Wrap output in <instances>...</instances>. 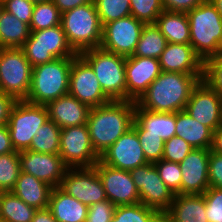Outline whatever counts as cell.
<instances>
[{
    "label": "cell",
    "instance_id": "cell-1",
    "mask_svg": "<svg viewBox=\"0 0 222 222\" xmlns=\"http://www.w3.org/2000/svg\"><path fill=\"white\" fill-rule=\"evenodd\" d=\"M202 79L203 74L162 71L136 103L149 111H182L190 99L192 90Z\"/></svg>",
    "mask_w": 222,
    "mask_h": 222
},
{
    "label": "cell",
    "instance_id": "cell-2",
    "mask_svg": "<svg viewBox=\"0 0 222 222\" xmlns=\"http://www.w3.org/2000/svg\"><path fill=\"white\" fill-rule=\"evenodd\" d=\"M135 104L133 101H110L91 108L87 126L93 149L99 157L132 128Z\"/></svg>",
    "mask_w": 222,
    "mask_h": 222
},
{
    "label": "cell",
    "instance_id": "cell-3",
    "mask_svg": "<svg viewBox=\"0 0 222 222\" xmlns=\"http://www.w3.org/2000/svg\"><path fill=\"white\" fill-rule=\"evenodd\" d=\"M190 45L203 62L222 54V16L211 0L187 12Z\"/></svg>",
    "mask_w": 222,
    "mask_h": 222
},
{
    "label": "cell",
    "instance_id": "cell-4",
    "mask_svg": "<svg viewBox=\"0 0 222 222\" xmlns=\"http://www.w3.org/2000/svg\"><path fill=\"white\" fill-rule=\"evenodd\" d=\"M74 57L57 58L32 69L31 84L25 101L47 105L69 92V74Z\"/></svg>",
    "mask_w": 222,
    "mask_h": 222
},
{
    "label": "cell",
    "instance_id": "cell-5",
    "mask_svg": "<svg viewBox=\"0 0 222 222\" xmlns=\"http://www.w3.org/2000/svg\"><path fill=\"white\" fill-rule=\"evenodd\" d=\"M61 26L77 54L101 46L103 26L94 1L63 12Z\"/></svg>",
    "mask_w": 222,
    "mask_h": 222
},
{
    "label": "cell",
    "instance_id": "cell-6",
    "mask_svg": "<svg viewBox=\"0 0 222 222\" xmlns=\"http://www.w3.org/2000/svg\"><path fill=\"white\" fill-rule=\"evenodd\" d=\"M79 55L91 66L103 92L112 101H126V57L102 49L84 50Z\"/></svg>",
    "mask_w": 222,
    "mask_h": 222
},
{
    "label": "cell",
    "instance_id": "cell-7",
    "mask_svg": "<svg viewBox=\"0 0 222 222\" xmlns=\"http://www.w3.org/2000/svg\"><path fill=\"white\" fill-rule=\"evenodd\" d=\"M21 49L32 67L52 62L57 58L75 57L77 55L68 44L61 25L31 31Z\"/></svg>",
    "mask_w": 222,
    "mask_h": 222
},
{
    "label": "cell",
    "instance_id": "cell-8",
    "mask_svg": "<svg viewBox=\"0 0 222 222\" xmlns=\"http://www.w3.org/2000/svg\"><path fill=\"white\" fill-rule=\"evenodd\" d=\"M32 65L21 48H0V91L25 100L31 84Z\"/></svg>",
    "mask_w": 222,
    "mask_h": 222
},
{
    "label": "cell",
    "instance_id": "cell-9",
    "mask_svg": "<svg viewBox=\"0 0 222 222\" xmlns=\"http://www.w3.org/2000/svg\"><path fill=\"white\" fill-rule=\"evenodd\" d=\"M49 119L45 105L18 100L11 110L8 129L14 150H28L38 129Z\"/></svg>",
    "mask_w": 222,
    "mask_h": 222
},
{
    "label": "cell",
    "instance_id": "cell-10",
    "mask_svg": "<svg viewBox=\"0 0 222 222\" xmlns=\"http://www.w3.org/2000/svg\"><path fill=\"white\" fill-rule=\"evenodd\" d=\"M130 174L139 191L140 203L163 216L170 208L175 194L160 178L154 163L136 167Z\"/></svg>",
    "mask_w": 222,
    "mask_h": 222
},
{
    "label": "cell",
    "instance_id": "cell-11",
    "mask_svg": "<svg viewBox=\"0 0 222 222\" xmlns=\"http://www.w3.org/2000/svg\"><path fill=\"white\" fill-rule=\"evenodd\" d=\"M59 155L69 168L93 167L100 160L87 124L61 129Z\"/></svg>",
    "mask_w": 222,
    "mask_h": 222
},
{
    "label": "cell",
    "instance_id": "cell-12",
    "mask_svg": "<svg viewBox=\"0 0 222 222\" xmlns=\"http://www.w3.org/2000/svg\"><path fill=\"white\" fill-rule=\"evenodd\" d=\"M68 94L90 108H95L112 101L103 92L91 66L79 54L72 61Z\"/></svg>",
    "mask_w": 222,
    "mask_h": 222
},
{
    "label": "cell",
    "instance_id": "cell-13",
    "mask_svg": "<svg viewBox=\"0 0 222 222\" xmlns=\"http://www.w3.org/2000/svg\"><path fill=\"white\" fill-rule=\"evenodd\" d=\"M144 24L132 15L104 24L100 47L125 57L133 55Z\"/></svg>",
    "mask_w": 222,
    "mask_h": 222
},
{
    "label": "cell",
    "instance_id": "cell-14",
    "mask_svg": "<svg viewBox=\"0 0 222 222\" xmlns=\"http://www.w3.org/2000/svg\"><path fill=\"white\" fill-rule=\"evenodd\" d=\"M59 188L87 206L107 200L102 181L94 167L68 168Z\"/></svg>",
    "mask_w": 222,
    "mask_h": 222
},
{
    "label": "cell",
    "instance_id": "cell-15",
    "mask_svg": "<svg viewBox=\"0 0 222 222\" xmlns=\"http://www.w3.org/2000/svg\"><path fill=\"white\" fill-rule=\"evenodd\" d=\"M184 110L213 131L222 125V97L203 80L192 90Z\"/></svg>",
    "mask_w": 222,
    "mask_h": 222
},
{
    "label": "cell",
    "instance_id": "cell-16",
    "mask_svg": "<svg viewBox=\"0 0 222 222\" xmlns=\"http://www.w3.org/2000/svg\"><path fill=\"white\" fill-rule=\"evenodd\" d=\"M93 167L102 181L107 199L115 206L140 203L139 191L130 171L111 167L100 160Z\"/></svg>",
    "mask_w": 222,
    "mask_h": 222
},
{
    "label": "cell",
    "instance_id": "cell-17",
    "mask_svg": "<svg viewBox=\"0 0 222 222\" xmlns=\"http://www.w3.org/2000/svg\"><path fill=\"white\" fill-rule=\"evenodd\" d=\"M100 161L111 167L131 171L149 163L143 153L136 130L132 127L101 156Z\"/></svg>",
    "mask_w": 222,
    "mask_h": 222
},
{
    "label": "cell",
    "instance_id": "cell-18",
    "mask_svg": "<svg viewBox=\"0 0 222 222\" xmlns=\"http://www.w3.org/2000/svg\"><path fill=\"white\" fill-rule=\"evenodd\" d=\"M21 172L33 175L56 188L61 184L68 166L59 154L37 153L30 150L19 152Z\"/></svg>",
    "mask_w": 222,
    "mask_h": 222
},
{
    "label": "cell",
    "instance_id": "cell-19",
    "mask_svg": "<svg viewBox=\"0 0 222 222\" xmlns=\"http://www.w3.org/2000/svg\"><path fill=\"white\" fill-rule=\"evenodd\" d=\"M161 72L159 59L126 57V101L137 102Z\"/></svg>",
    "mask_w": 222,
    "mask_h": 222
},
{
    "label": "cell",
    "instance_id": "cell-20",
    "mask_svg": "<svg viewBox=\"0 0 222 222\" xmlns=\"http://www.w3.org/2000/svg\"><path fill=\"white\" fill-rule=\"evenodd\" d=\"M210 149L194 148L180 165V194H203L209 187L208 166Z\"/></svg>",
    "mask_w": 222,
    "mask_h": 222
},
{
    "label": "cell",
    "instance_id": "cell-21",
    "mask_svg": "<svg viewBox=\"0 0 222 222\" xmlns=\"http://www.w3.org/2000/svg\"><path fill=\"white\" fill-rule=\"evenodd\" d=\"M159 64L165 72L203 74L204 62L190 44L167 43Z\"/></svg>",
    "mask_w": 222,
    "mask_h": 222
},
{
    "label": "cell",
    "instance_id": "cell-22",
    "mask_svg": "<svg viewBox=\"0 0 222 222\" xmlns=\"http://www.w3.org/2000/svg\"><path fill=\"white\" fill-rule=\"evenodd\" d=\"M49 119L62 128L87 124L91 108L67 94L46 105Z\"/></svg>",
    "mask_w": 222,
    "mask_h": 222
},
{
    "label": "cell",
    "instance_id": "cell-23",
    "mask_svg": "<svg viewBox=\"0 0 222 222\" xmlns=\"http://www.w3.org/2000/svg\"><path fill=\"white\" fill-rule=\"evenodd\" d=\"M163 222H208L203 194H175Z\"/></svg>",
    "mask_w": 222,
    "mask_h": 222
},
{
    "label": "cell",
    "instance_id": "cell-24",
    "mask_svg": "<svg viewBox=\"0 0 222 222\" xmlns=\"http://www.w3.org/2000/svg\"><path fill=\"white\" fill-rule=\"evenodd\" d=\"M53 187L31 174L20 172L12 192L27 205L38 209H46Z\"/></svg>",
    "mask_w": 222,
    "mask_h": 222
},
{
    "label": "cell",
    "instance_id": "cell-25",
    "mask_svg": "<svg viewBox=\"0 0 222 222\" xmlns=\"http://www.w3.org/2000/svg\"><path fill=\"white\" fill-rule=\"evenodd\" d=\"M48 209L58 222H86L88 206L59 187L52 189Z\"/></svg>",
    "mask_w": 222,
    "mask_h": 222
},
{
    "label": "cell",
    "instance_id": "cell-26",
    "mask_svg": "<svg viewBox=\"0 0 222 222\" xmlns=\"http://www.w3.org/2000/svg\"><path fill=\"white\" fill-rule=\"evenodd\" d=\"M134 120L146 130V134L158 135L164 141L176 136V113L149 111L136 103Z\"/></svg>",
    "mask_w": 222,
    "mask_h": 222
},
{
    "label": "cell",
    "instance_id": "cell-27",
    "mask_svg": "<svg viewBox=\"0 0 222 222\" xmlns=\"http://www.w3.org/2000/svg\"><path fill=\"white\" fill-rule=\"evenodd\" d=\"M213 130L202 125L185 110L176 112L175 134L196 149H211Z\"/></svg>",
    "mask_w": 222,
    "mask_h": 222
},
{
    "label": "cell",
    "instance_id": "cell-28",
    "mask_svg": "<svg viewBox=\"0 0 222 222\" xmlns=\"http://www.w3.org/2000/svg\"><path fill=\"white\" fill-rule=\"evenodd\" d=\"M168 43L190 44L187 13L163 11L155 23Z\"/></svg>",
    "mask_w": 222,
    "mask_h": 222
},
{
    "label": "cell",
    "instance_id": "cell-29",
    "mask_svg": "<svg viewBox=\"0 0 222 222\" xmlns=\"http://www.w3.org/2000/svg\"><path fill=\"white\" fill-rule=\"evenodd\" d=\"M31 34L29 24L2 9L0 12V48H21Z\"/></svg>",
    "mask_w": 222,
    "mask_h": 222
},
{
    "label": "cell",
    "instance_id": "cell-30",
    "mask_svg": "<svg viewBox=\"0 0 222 222\" xmlns=\"http://www.w3.org/2000/svg\"><path fill=\"white\" fill-rule=\"evenodd\" d=\"M167 43L166 38L155 23L144 24L140 39L132 56L159 59Z\"/></svg>",
    "mask_w": 222,
    "mask_h": 222
},
{
    "label": "cell",
    "instance_id": "cell-31",
    "mask_svg": "<svg viewBox=\"0 0 222 222\" xmlns=\"http://www.w3.org/2000/svg\"><path fill=\"white\" fill-rule=\"evenodd\" d=\"M36 208L27 205L12 191L3 192L0 201V218L8 222H32Z\"/></svg>",
    "mask_w": 222,
    "mask_h": 222
},
{
    "label": "cell",
    "instance_id": "cell-32",
    "mask_svg": "<svg viewBox=\"0 0 222 222\" xmlns=\"http://www.w3.org/2000/svg\"><path fill=\"white\" fill-rule=\"evenodd\" d=\"M61 128L48 119L32 138L28 150L37 153L59 154Z\"/></svg>",
    "mask_w": 222,
    "mask_h": 222
},
{
    "label": "cell",
    "instance_id": "cell-33",
    "mask_svg": "<svg viewBox=\"0 0 222 222\" xmlns=\"http://www.w3.org/2000/svg\"><path fill=\"white\" fill-rule=\"evenodd\" d=\"M111 222H163L162 216L142 203L116 206Z\"/></svg>",
    "mask_w": 222,
    "mask_h": 222
},
{
    "label": "cell",
    "instance_id": "cell-34",
    "mask_svg": "<svg viewBox=\"0 0 222 222\" xmlns=\"http://www.w3.org/2000/svg\"><path fill=\"white\" fill-rule=\"evenodd\" d=\"M61 14L52 0L34 4L30 30L38 31L61 25Z\"/></svg>",
    "mask_w": 222,
    "mask_h": 222
},
{
    "label": "cell",
    "instance_id": "cell-35",
    "mask_svg": "<svg viewBox=\"0 0 222 222\" xmlns=\"http://www.w3.org/2000/svg\"><path fill=\"white\" fill-rule=\"evenodd\" d=\"M21 172L19 152L0 155V190L12 191Z\"/></svg>",
    "mask_w": 222,
    "mask_h": 222
},
{
    "label": "cell",
    "instance_id": "cell-36",
    "mask_svg": "<svg viewBox=\"0 0 222 222\" xmlns=\"http://www.w3.org/2000/svg\"><path fill=\"white\" fill-rule=\"evenodd\" d=\"M102 26L131 15L130 0H93Z\"/></svg>",
    "mask_w": 222,
    "mask_h": 222
},
{
    "label": "cell",
    "instance_id": "cell-37",
    "mask_svg": "<svg viewBox=\"0 0 222 222\" xmlns=\"http://www.w3.org/2000/svg\"><path fill=\"white\" fill-rule=\"evenodd\" d=\"M132 127L136 130L144 156L149 163H154L162 159L164 151V140L158 135L146 134L135 120Z\"/></svg>",
    "mask_w": 222,
    "mask_h": 222
},
{
    "label": "cell",
    "instance_id": "cell-38",
    "mask_svg": "<svg viewBox=\"0 0 222 222\" xmlns=\"http://www.w3.org/2000/svg\"><path fill=\"white\" fill-rule=\"evenodd\" d=\"M131 15L145 24L156 23L164 11L162 0H130Z\"/></svg>",
    "mask_w": 222,
    "mask_h": 222
},
{
    "label": "cell",
    "instance_id": "cell-39",
    "mask_svg": "<svg viewBox=\"0 0 222 222\" xmlns=\"http://www.w3.org/2000/svg\"><path fill=\"white\" fill-rule=\"evenodd\" d=\"M154 165L166 186L174 194H180L181 170L179 163L161 159L154 162Z\"/></svg>",
    "mask_w": 222,
    "mask_h": 222
},
{
    "label": "cell",
    "instance_id": "cell-40",
    "mask_svg": "<svg viewBox=\"0 0 222 222\" xmlns=\"http://www.w3.org/2000/svg\"><path fill=\"white\" fill-rule=\"evenodd\" d=\"M210 88L222 97V56L211 57L204 61L203 79Z\"/></svg>",
    "mask_w": 222,
    "mask_h": 222
},
{
    "label": "cell",
    "instance_id": "cell-41",
    "mask_svg": "<svg viewBox=\"0 0 222 222\" xmlns=\"http://www.w3.org/2000/svg\"><path fill=\"white\" fill-rule=\"evenodd\" d=\"M194 149L188 142L173 136L164 142L163 160L180 163Z\"/></svg>",
    "mask_w": 222,
    "mask_h": 222
},
{
    "label": "cell",
    "instance_id": "cell-42",
    "mask_svg": "<svg viewBox=\"0 0 222 222\" xmlns=\"http://www.w3.org/2000/svg\"><path fill=\"white\" fill-rule=\"evenodd\" d=\"M203 196L208 222H222V189L210 186Z\"/></svg>",
    "mask_w": 222,
    "mask_h": 222
},
{
    "label": "cell",
    "instance_id": "cell-43",
    "mask_svg": "<svg viewBox=\"0 0 222 222\" xmlns=\"http://www.w3.org/2000/svg\"><path fill=\"white\" fill-rule=\"evenodd\" d=\"M3 9L30 25L34 3L30 0H3Z\"/></svg>",
    "mask_w": 222,
    "mask_h": 222
},
{
    "label": "cell",
    "instance_id": "cell-44",
    "mask_svg": "<svg viewBox=\"0 0 222 222\" xmlns=\"http://www.w3.org/2000/svg\"><path fill=\"white\" fill-rule=\"evenodd\" d=\"M116 206L108 199L88 206L86 222H111Z\"/></svg>",
    "mask_w": 222,
    "mask_h": 222
},
{
    "label": "cell",
    "instance_id": "cell-45",
    "mask_svg": "<svg viewBox=\"0 0 222 222\" xmlns=\"http://www.w3.org/2000/svg\"><path fill=\"white\" fill-rule=\"evenodd\" d=\"M208 179L211 187L222 189V155L210 150Z\"/></svg>",
    "mask_w": 222,
    "mask_h": 222
},
{
    "label": "cell",
    "instance_id": "cell-46",
    "mask_svg": "<svg viewBox=\"0 0 222 222\" xmlns=\"http://www.w3.org/2000/svg\"><path fill=\"white\" fill-rule=\"evenodd\" d=\"M205 1L207 0H162V3L165 11L187 13Z\"/></svg>",
    "mask_w": 222,
    "mask_h": 222
},
{
    "label": "cell",
    "instance_id": "cell-47",
    "mask_svg": "<svg viewBox=\"0 0 222 222\" xmlns=\"http://www.w3.org/2000/svg\"><path fill=\"white\" fill-rule=\"evenodd\" d=\"M17 101L12 95L0 91V126L8 124L11 110Z\"/></svg>",
    "mask_w": 222,
    "mask_h": 222
},
{
    "label": "cell",
    "instance_id": "cell-48",
    "mask_svg": "<svg viewBox=\"0 0 222 222\" xmlns=\"http://www.w3.org/2000/svg\"><path fill=\"white\" fill-rule=\"evenodd\" d=\"M17 152L11 142L10 132L7 125L0 126V155Z\"/></svg>",
    "mask_w": 222,
    "mask_h": 222
},
{
    "label": "cell",
    "instance_id": "cell-49",
    "mask_svg": "<svg viewBox=\"0 0 222 222\" xmlns=\"http://www.w3.org/2000/svg\"><path fill=\"white\" fill-rule=\"evenodd\" d=\"M61 13L91 3L93 0H52Z\"/></svg>",
    "mask_w": 222,
    "mask_h": 222
},
{
    "label": "cell",
    "instance_id": "cell-50",
    "mask_svg": "<svg viewBox=\"0 0 222 222\" xmlns=\"http://www.w3.org/2000/svg\"><path fill=\"white\" fill-rule=\"evenodd\" d=\"M32 222H58L54 216L52 215L51 211L46 209H38L32 219Z\"/></svg>",
    "mask_w": 222,
    "mask_h": 222
},
{
    "label": "cell",
    "instance_id": "cell-51",
    "mask_svg": "<svg viewBox=\"0 0 222 222\" xmlns=\"http://www.w3.org/2000/svg\"><path fill=\"white\" fill-rule=\"evenodd\" d=\"M212 152L222 155V125L213 132Z\"/></svg>",
    "mask_w": 222,
    "mask_h": 222
},
{
    "label": "cell",
    "instance_id": "cell-52",
    "mask_svg": "<svg viewBox=\"0 0 222 222\" xmlns=\"http://www.w3.org/2000/svg\"><path fill=\"white\" fill-rule=\"evenodd\" d=\"M211 2L215 5V7L217 8L218 12L222 16V0H211Z\"/></svg>",
    "mask_w": 222,
    "mask_h": 222
},
{
    "label": "cell",
    "instance_id": "cell-53",
    "mask_svg": "<svg viewBox=\"0 0 222 222\" xmlns=\"http://www.w3.org/2000/svg\"><path fill=\"white\" fill-rule=\"evenodd\" d=\"M30 1L34 4H36V3L45 2V1H49V0H30Z\"/></svg>",
    "mask_w": 222,
    "mask_h": 222
},
{
    "label": "cell",
    "instance_id": "cell-54",
    "mask_svg": "<svg viewBox=\"0 0 222 222\" xmlns=\"http://www.w3.org/2000/svg\"><path fill=\"white\" fill-rule=\"evenodd\" d=\"M3 9V2L0 0V12Z\"/></svg>",
    "mask_w": 222,
    "mask_h": 222
},
{
    "label": "cell",
    "instance_id": "cell-55",
    "mask_svg": "<svg viewBox=\"0 0 222 222\" xmlns=\"http://www.w3.org/2000/svg\"><path fill=\"white\" fill-rule=\"evenodd\" d=\"M0 222H8V221L0 218Z\"/></svg>",
    "mask_w": 222,
    "mask_h": 222
},
{
    "label": "cell",
    "instance_id": "cell-56",
    "mask_svg": "<svg viewBox=\"0 0 222 222\" xmlns=\"http://www.w3.org/2000/svg\"><path fill=\"white\" fill-rule=\"evenodd\" d=\"M4 191H2V190H0V201H1V196H2V193H3Z\"/></svg>",
    "mask_w": 222,
    "mask_h": 222
}]
</instances>
